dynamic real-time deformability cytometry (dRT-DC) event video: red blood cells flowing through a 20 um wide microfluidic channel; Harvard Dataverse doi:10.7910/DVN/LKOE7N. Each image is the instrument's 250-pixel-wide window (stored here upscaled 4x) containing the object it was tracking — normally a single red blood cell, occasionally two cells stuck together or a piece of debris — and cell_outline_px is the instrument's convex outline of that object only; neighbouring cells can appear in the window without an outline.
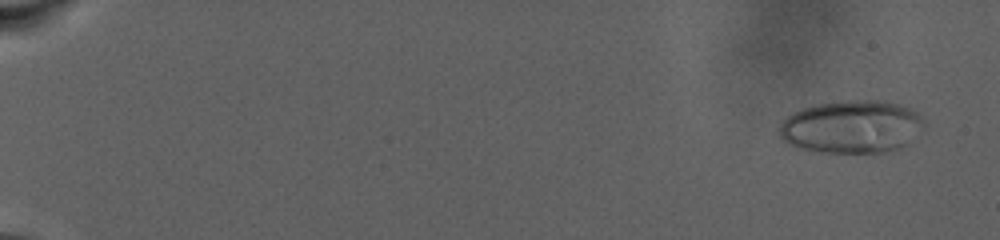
{"species": "human", "species_latin": "Homo sapiens", "temperature_condition": "warm", "stored_images_in_passage": 90, "camera_frame_rate_fps": 3000, "um_per_image_px": 0.085, "donor": {"sex": "male"}, "frame": {"image": 1, "passage_image": 5, "time_ms": 1.333, "image_size_px": [1000, 240], "cell_outline_px": [[928, 124], [924, 132], [908, 144], [884, 152], [812, 152], [796, 148], [788, 144], [780, 136], [780, 124], [792, 112], [804, 108], [820, 104], [848, 100], [884, 100], [900, 104], [916, 112]], "centroid_in_image_um": [72.45, 10.78], "position_along_channel_um": 12.5, "area_um2": 45.08}}
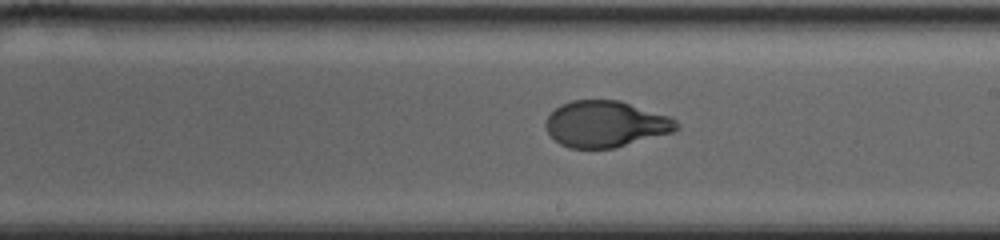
{"frame": {"image": 2, "passage_image": 57, "time_ms": 18.667, "image_size_px": [1000, 240], "cell_outline_px": [[680, 128], [672, 132], [612, 148], [568, 148], [560, 144], [548, 132], [544, 124], [548, 116], [560, 104], [572, 100], [620, 100], [672, 116], [680, 124]], "centroid_in_image_um": [51.5, 10.52], "position_along_channel_um": 237.5, "area_um2": 35.32}}
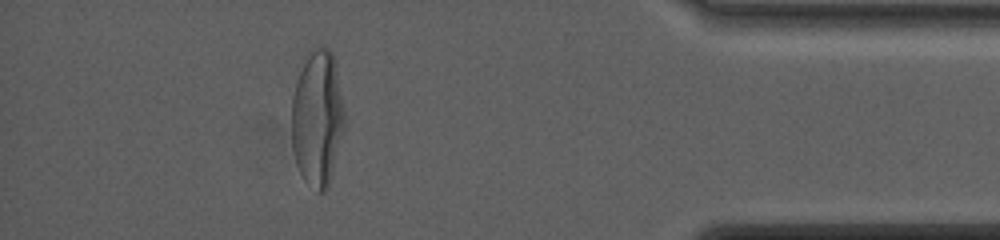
{"frame": {"image": 3, "passage_image": 82, "time_ms": 27.0, "image_size_px": [1000, 240], "cell_outline_px": [[344, 128], [328, 188], [324, 192], [316, 192], [304, 180], [296, 164], [292, 148], [292, 96], [304, 56], [308, 48], [320, 44], [324, 44], [332, 52], [336, 64], [344, 108]], "centroid_in_image_um": [26.97, 9.98], "position_along_channel_um": 408.2, "area_um2": 42.66}, "authors_computed_cell_mechanics": {"area_um2": 37.5411, "velocity_mm_per_s": 2.4485, "shape_relaxation_time_tau1_ms": 8.6133, "shape_relaxation_time_tau2_ms": null, "deformation_change_tau1": 0.2806, "deformation_change_tau2": null}}